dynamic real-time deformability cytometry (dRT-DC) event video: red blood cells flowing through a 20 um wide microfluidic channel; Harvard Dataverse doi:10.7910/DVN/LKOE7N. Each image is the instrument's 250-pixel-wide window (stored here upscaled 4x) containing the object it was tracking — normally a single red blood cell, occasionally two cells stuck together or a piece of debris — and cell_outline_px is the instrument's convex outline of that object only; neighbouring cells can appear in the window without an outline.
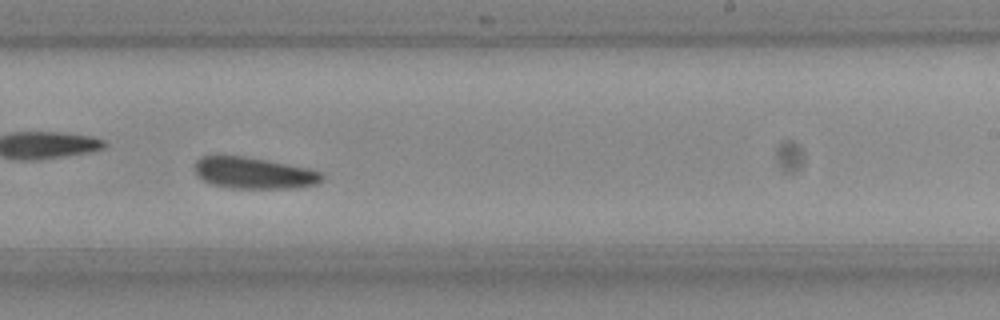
{"species": "Egyptian fruit bat (a non-hibernating species)", "species_latin": "Rousettus aegyptiacus", "temperature_condition": "room temperature", "stored_images_in_passage": 51, "camera_frame_rate_fps": 3000, "um_per_image_px": 0.085, "frame": {"image": 1, "passage_image": 30, "time_ms": 9.667, "image_size_px": [1000, 320], "cell_outline_px": [[324, 180], [320, 184], [296, 188], [232, 188], [208, 184], [196, 172], [196, 160], [204, 156], [244, 156], [312, 168], [324, 172]], "centroid_in_image_um": [21.69, 14.72], "position_along_channel_um": 267.3, "area_um2": 23.58}}
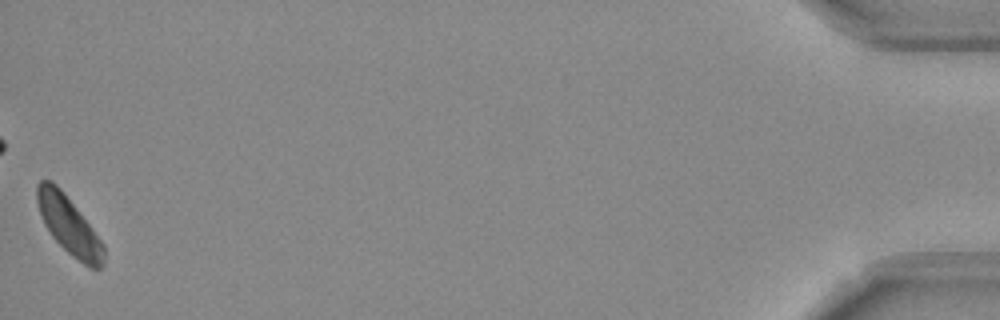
{"frame": {"image": 2, "passage_image": 51, "time_ms": 16.667, "image_size_px": [1000, 320], "cell_outline_px": [[104, 264], [100, 268], [88, 268], [72, 256], [52, 236], [44, 224], [36, 200], [36, 184], [40, 180], [52, 180], [60, 188], [92, 228], [104, 244]], "centroid_in_image_um": [5.85, 19.15], "position_along_channel_um": 429.3, "area_um2": 22.25}, "authors_computed_cell_mechanics": {"area_um2": 23.1778, "velocity_mm_per_s": 3.7461, "shape_relaxation_time_tau1_ms": 2.7701, "shape_relaxation_time_tau2_ms": null, "deformation_change_tau1": 0.0617, "deformation_change_tau2": null}}